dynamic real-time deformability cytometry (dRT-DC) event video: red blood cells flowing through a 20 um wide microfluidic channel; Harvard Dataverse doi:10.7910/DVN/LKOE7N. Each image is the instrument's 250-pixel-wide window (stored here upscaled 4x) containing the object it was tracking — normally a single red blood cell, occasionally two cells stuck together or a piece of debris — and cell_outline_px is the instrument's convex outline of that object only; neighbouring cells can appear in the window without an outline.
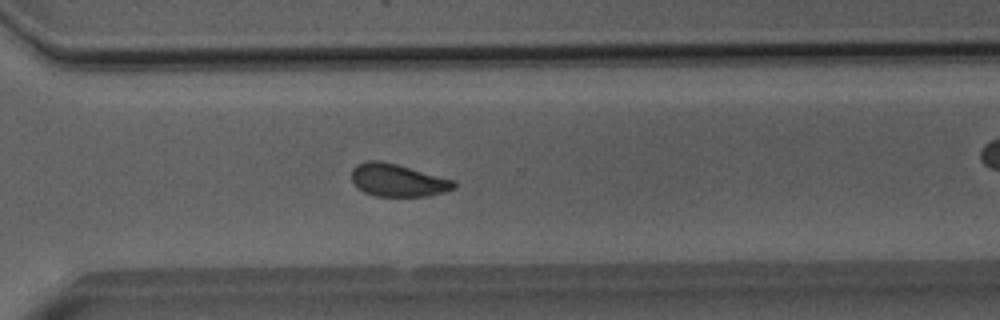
{"species": "Egyptian fruit bat (a non-hibernating species)", "species_latin": "Rousettus aegyptiacus", "temperature_condition": "room temperature", "stored_images_in_passage": 53, "camera_frame_rate_fps": 3000, "um_per_image_px": 0.085, "animal": {"sex": "male"}, "frame": {"image": 1, "passage_image": 38, "time_ms": 12.333, "image_size_px": [1000, 320], "cell_outline_px": [[456, 188], [444, 192], [428, 196], [376, 196], [364, 192], [352, 180], [352, 168], [356, 164], [368, 160], [380, 160], [396, 164], [456, 180]], "centroid_in_image_um": [33.84, 15.31], "position_along_channel_um": 336.8, "area_um2": 19.48}, "authors_computed_cell_mechanics": {"area_um2": 20.0566, "velocity_mm_per_s": 4.0083, "shape_relaxation_time_tau1_ms": 4.6106, "shape_relaxation_time_tau2_ms": 2.594, "deformation_change_tau1": 0.1116, "deformation_change_tau2": 0.0627}}